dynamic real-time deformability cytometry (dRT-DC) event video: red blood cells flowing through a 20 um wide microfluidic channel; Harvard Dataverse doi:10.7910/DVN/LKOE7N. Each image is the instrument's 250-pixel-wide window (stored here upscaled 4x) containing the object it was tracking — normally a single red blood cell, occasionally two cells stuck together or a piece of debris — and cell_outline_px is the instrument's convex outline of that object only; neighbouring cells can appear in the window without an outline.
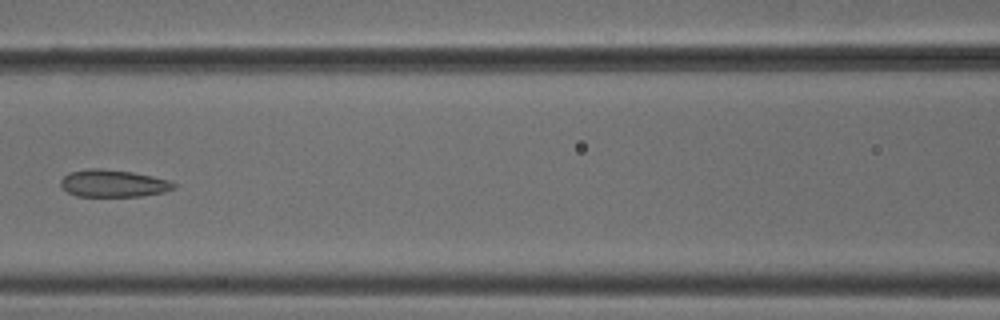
{"species": "common noctule bat (a hibernating species)", "species_latin": "Nyctalus noctula", "temperature_condition": "cold", "stored_images_in_passage": 7, "camera_frame_rate_fps": 3000, "um_per_image_px": 0.085, "animal": {"sex": "male", "body_mass_g": 18.8}, "frame": {"image": 1, "passage_image": 7, "time_ms": 2.0, "image_size_px": [1000, 320], "cell_outline_px": [[176, 188], [164, 192], [140, 196], [76, 196], [68, 192], [60, 184], [60, 180], [68, 172], [88, 168], [100, 168], [132, 172], [152, 176], [168, 180], [176, 184]], "centroid_in_image_um": [9.61, 15.58], "position_along_channel_um": 157.0, "area_um2": 17.98}}